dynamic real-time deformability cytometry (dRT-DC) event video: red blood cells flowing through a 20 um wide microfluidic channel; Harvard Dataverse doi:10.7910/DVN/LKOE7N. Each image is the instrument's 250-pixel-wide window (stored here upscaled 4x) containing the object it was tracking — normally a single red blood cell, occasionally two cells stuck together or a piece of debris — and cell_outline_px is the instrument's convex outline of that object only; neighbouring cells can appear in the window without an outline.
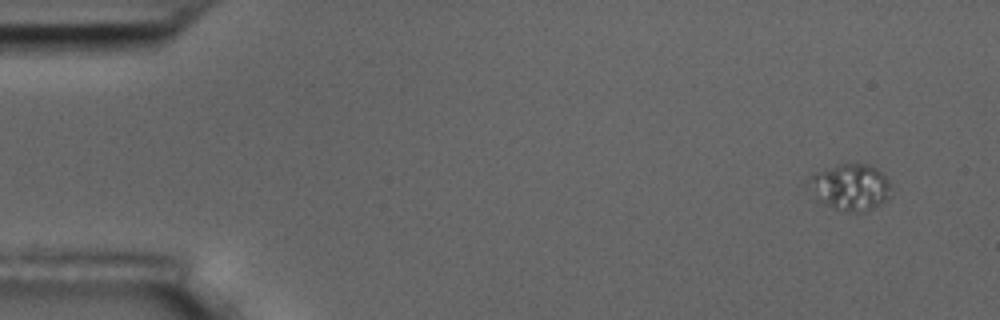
{"species": "common noctule bat (a hibernating species)", "species_latin": "Nyctalus noctula", "temperature_condition": "room temperature", "stored_images_in_passage": 17, "segment_of_instrument_passage": [1, 2], "camera_frame_rate_fps": 3000, "um_per_image_px": 0.085, "animal": {"sex": "male", "body_mass_g": 17.5, "forearm_length_mm": 52.3}, "frame": {"image": 1, "passage_image": 1, "time_ms": 0.0, "image_size_px": [1000, 320], "cell_outline_px": [[892, 196], [880, 204], [864, 212], [844, 212], [832, 208], [816, 200], [804, 184], [804, 180], [816, 172], [836, 164], [856, 160], [872, 164], [892, 184]], "centroid_in_image_um": [72.24, 15.87], "position_along_channel_um": 12.8, "area_um2": 23.64}}